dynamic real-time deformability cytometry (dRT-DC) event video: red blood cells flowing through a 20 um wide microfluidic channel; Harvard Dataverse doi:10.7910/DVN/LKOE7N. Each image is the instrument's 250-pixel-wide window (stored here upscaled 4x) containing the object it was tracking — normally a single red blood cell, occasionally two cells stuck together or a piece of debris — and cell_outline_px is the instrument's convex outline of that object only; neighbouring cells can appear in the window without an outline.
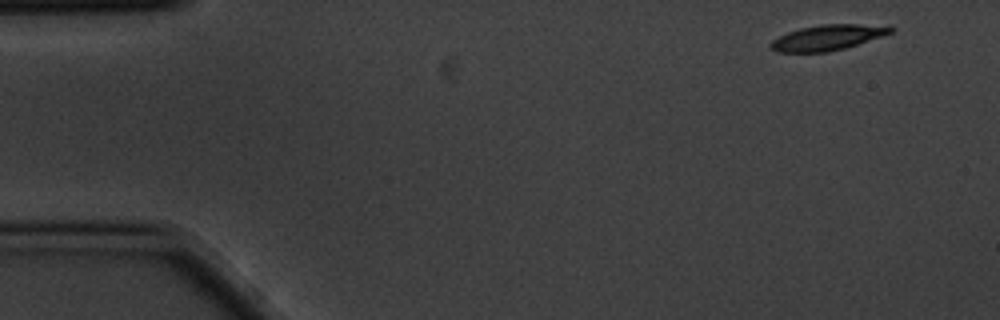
{"species": "common noctule bat (a hibernating species)", "species_latin": "Nyctalus noctula", "temperature_condition": "cold", "stored_images_in_passage": 4, "camera_frame_rate_fps": 3000, "um_per_image_px": 0.085, "animal": {"sex": "male", "body_mass_g": 20.1, "forearm_length_mm": 53.5}, "frame": {"image": 1, "passage_image": 1, "time_ms": 0.0, "image_size_px": [1000, 320], "cell_outline_px": [[896, 28], [892, 32], [844, 48], [828, 52], [776, 52], [768, 48], [768, 44], [772, 40], [788, 32], [800, 28], [824, 24], [860, 24]], "centroid_in_image_um": [70.24, 3.2], "position_along_channel_um": 14.8, "area_um2": 17.46}}
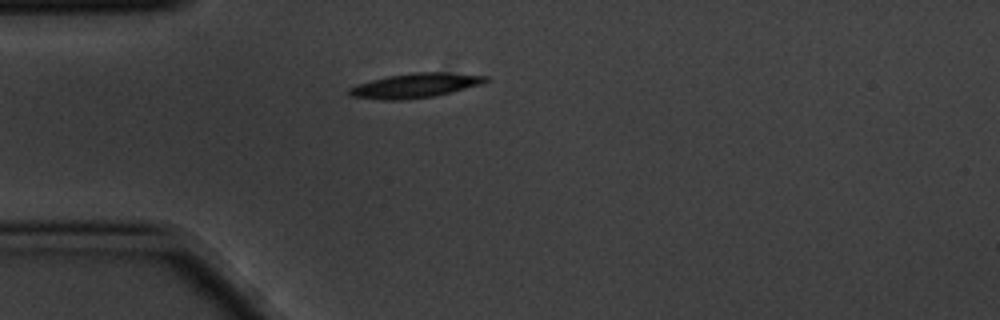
{"frame": {"image": 2, "passage_image": 4, "time_ms": 1.0, "image_size_px": [1000, 320], "cell_outline_px": [[488, 80], [480, 84], [452, 92], [432, 96], [404, 100], [380, 100], [348, 96], [344, 92], [348, 88], [356, 84], [368, 80], [388, 76], [412, 72], [448, 72], [488, 76]], "centroid_in_image_um": [35.18, 7.27], "position_along_channel_um": 49.8, "area_um2": 19.77}}